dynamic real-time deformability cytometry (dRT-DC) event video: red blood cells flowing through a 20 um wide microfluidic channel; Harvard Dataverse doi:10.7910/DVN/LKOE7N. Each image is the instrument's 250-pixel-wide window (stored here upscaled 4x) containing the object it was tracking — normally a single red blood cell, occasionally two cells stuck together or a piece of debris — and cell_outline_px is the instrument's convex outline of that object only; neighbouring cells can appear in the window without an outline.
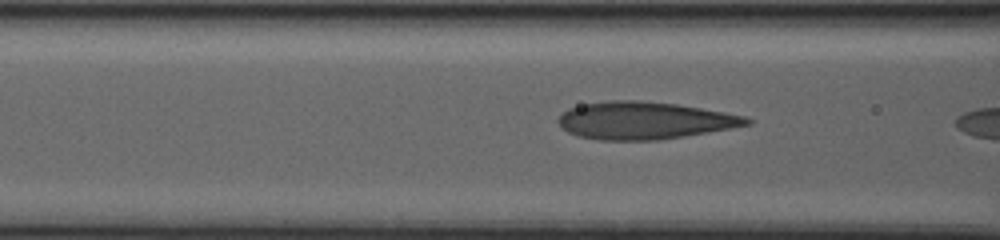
{"species": "human", "species_latin": "Homo sapiens", "temperature_condition": "warm", "stored_images_in_passage": 54, "camera_frame_rate_fps": 3000, "um_per_image_px": 0.085, "donor": {"sex": "male"}, "frame": {"image": 1, "passage_image": 38, "time_ms": 14.0, "image_size_px": [1000, 240], "cell_outline_px": [[752, 124], [708, 132], [656, 140], [600, 140], [580, 136], [568, 132], [556, 120], [568, 108], [580, 104], [608, 100], [640, 100], [676, 104], [724, 112], [744, 116], [752, 120]], "centroid_in_image_um": [54.75, 10.23], "position_along_channel_um": 111.9, "area_um2": 40.81}}
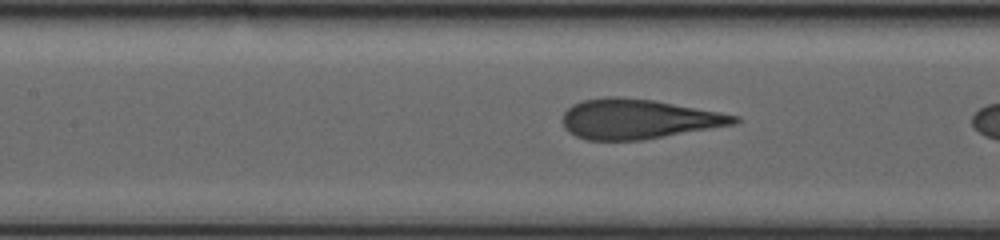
{"frame": {"image": 2, "passage_image": 44, "time_ms": 16.333, "image_size_px": [1000, 240], "cell_outline_px": [[740, 120], [736, 124], [644, 140], [584, 140], [568, 132], [564, 128], [564, 112], [572, 104], [580, 100], [608, 96], [620, 96], [652, 100], [720, 112], [740, 116]], "centroid_in_image_um": [54.24, 10.12], "position_along_channel_um": 153.2, "area_um2": 39.94}}
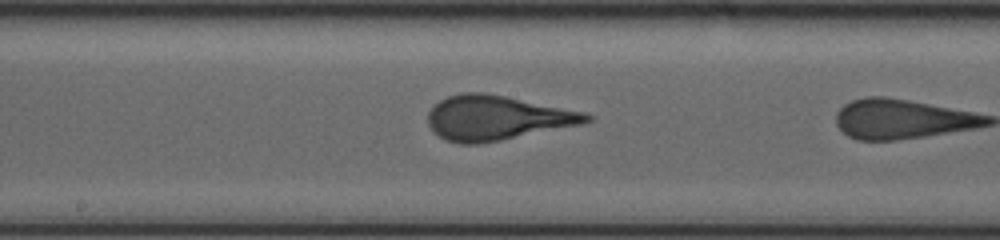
{"frame": {"image": 3, "passage_image": 52, "time_ms": 19.333, "image_size_px": [1000, 240], "cell_outline_px": [[592, 120], [584, 124], [500, 140], [476, 144], [460, 144], [444, 140], [432, 132], [428, 124], [428, 112], [440, 100], [448, 96], [464, 92], [484, 92], [588, 112], [592, 116]], "centroid_in_image_um": [42.24, 10.02], "position_along_channel_um": 206.0, "area_um2": 41.38}}